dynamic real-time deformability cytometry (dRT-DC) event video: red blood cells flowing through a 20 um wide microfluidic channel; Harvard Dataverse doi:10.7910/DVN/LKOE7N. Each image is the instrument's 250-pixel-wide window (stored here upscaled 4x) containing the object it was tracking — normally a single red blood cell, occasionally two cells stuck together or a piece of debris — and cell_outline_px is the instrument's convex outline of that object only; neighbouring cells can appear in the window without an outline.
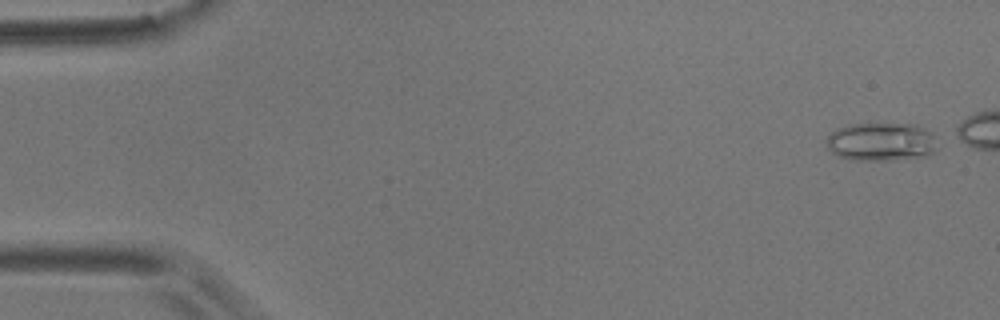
{"species": "common noctule bat (a hibernating species)", "species_latin": "Nyctalus noctula", "temperature_condition": "room temperature", "stored_images_in_passage": 13, "camera_frame_rate_fps": 3000, "um_per_image_px": 0.085, "animal": {"sex": "male", "body_mass_g": 17.9}, "frame": {"image": 1, "passage_image": 1, "time_ms": 0.0, "image_size_px": [1000, 320], "cell_outline_px": [[936, 148], [928, 156], [884, 160], [852, 160], [836, 156], [828, 148], [828, 136], [836, 128], [844, 124], [872, 120], [916, 124], [932, 132], [936, 136]], "centroid_in_image_um": [74.9, 11.98], "position_along_channel_um": 10.1, "area_um2": 26.01}}
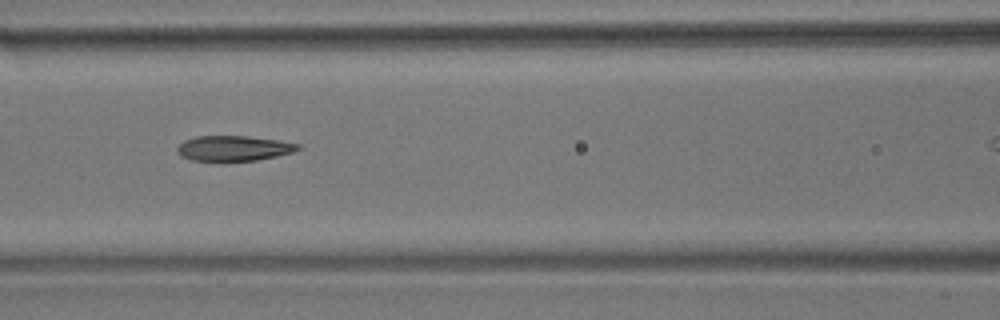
{"frame": {"image": 2, "passage_image": 6, "time_ms": 1.667, "image_size_px": [1000, 320], "cell_outline_px": [[300, 148], [292, 152], [276, 156], [256, 160], [224, 164], [220, 164], [192, 160], [180, 156], [176, 152], [176, 148], [184, 140], [196, 136], [248, 136], [276, 140], [300, 144]], "centroid_in_image_um": [19.77, 12.65], "position_along_channel_um": 146.8, "area_um2": 18.5}}
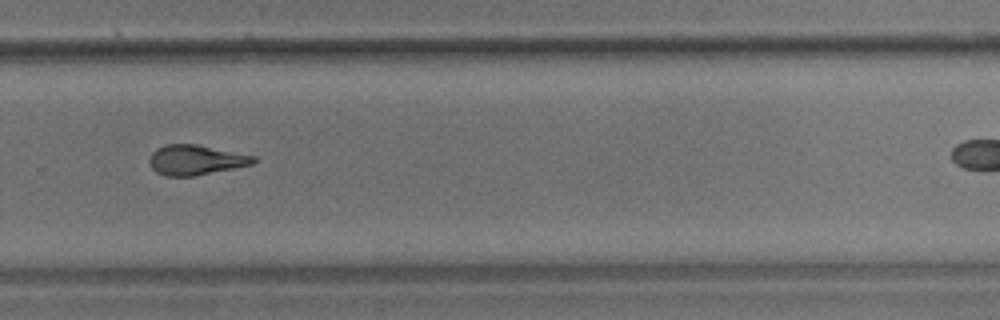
{"frame": {"image": 3, "passage_image": 10, "time_ms": 3.0, "image_size_px": [1000, 320], "cell_outline_px": [[256, 160], [252, 164], [192, 176], [164, 176], [156, 172], [152, 168], [148, 160], [152, 152], [156, 148], [164, 144], [196, 144], [256, 156]], "centroid_in_image_um": [16.58, 13.58], "position_along_channel_um": 313.2, "area_um2": 18.09}}